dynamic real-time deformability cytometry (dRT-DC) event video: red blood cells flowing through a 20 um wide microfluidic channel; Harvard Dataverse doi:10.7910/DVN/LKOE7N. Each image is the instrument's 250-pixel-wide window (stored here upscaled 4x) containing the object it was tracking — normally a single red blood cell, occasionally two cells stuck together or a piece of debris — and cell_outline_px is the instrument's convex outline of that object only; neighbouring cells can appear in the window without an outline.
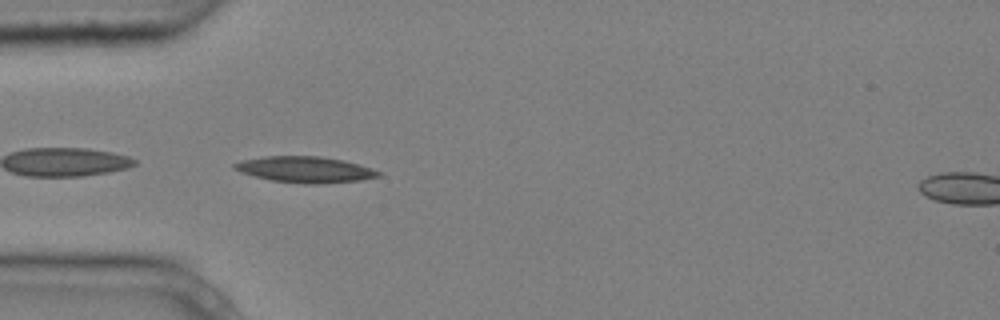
{"species": "common noctule bat (a hibernating species)", "species_latin": "Nyctalus noctula", "temperature_condition": "cold", "stored_images_in_passage": 5, "segment_of_instrument_passage": [1, 2], "camera_frame_rate_fps": 3000, "um_per_image_px": 0.085, "animal": {"sex": "male", "body_mass_g": 20.4}, "frame": {"image": 1, "passage_image": 4, "time_ms": 1.0, "image_size_px": [1000, 320], "cell_outline_px": [[384, 172], [380, 176], [360, 180], [316, 184], [304, 184], [272, 180], [240, 172], [232, 168], [232, 164], [240, 160], [264, 156], [320, 156], [344, 160], [372, 168]], "centroid_in_image_um": [25.94, 14.4], "position_along_channel_um": 59.1, "area_um2": 21.96}}